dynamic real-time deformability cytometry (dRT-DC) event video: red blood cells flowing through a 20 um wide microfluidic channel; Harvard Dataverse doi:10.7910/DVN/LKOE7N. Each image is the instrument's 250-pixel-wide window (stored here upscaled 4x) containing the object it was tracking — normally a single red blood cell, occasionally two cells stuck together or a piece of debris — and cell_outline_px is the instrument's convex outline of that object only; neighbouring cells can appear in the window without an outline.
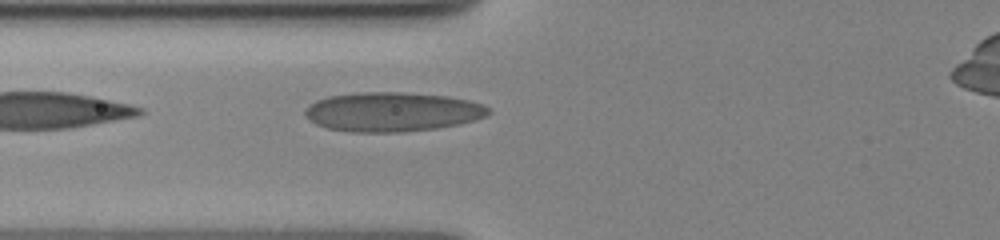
{"species": "human", "species_latin": "Homo sapiens", "temperature_condition": "cold", "stored_images_in_passage": 24, "camera_frame_rate_fps": 3000, "um_per_image_px": 0.085, "donor": {"sex": "female"}, "frame": {"image": 1, "passage_image": 2, "time_ms": 0.667, "image_size_px": [1000, 240], "cell_outline_px": [[492, 112], [488, 116], [476, 120], [460, 124], [436, 128], [400, 132], [352, 132], [328, 128], [316, 124], [304, 112], [316, 100], [332, 96], [356, 92], [400, 92], [448, 96], [468, 100], [484, 104]], "centroid_in_image_um": [33.42, 9.51], "position_along_channel_um": 92.4, "area_um2": 41.91}}
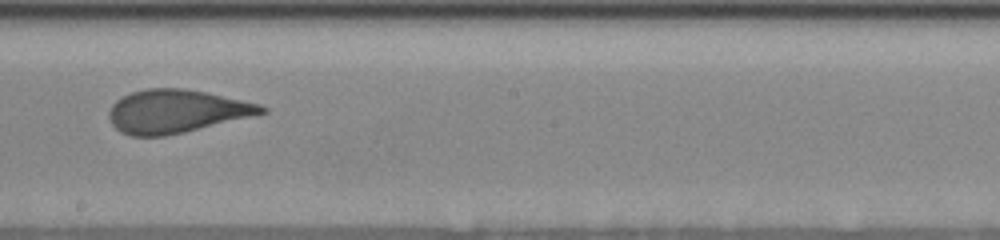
{"frame": {"image": 2, "passage_image": 10, "time_ms": 4.667, "image_size_px": [1000, 240], "cell_outline_px": [[268, 112], [184, 132], [164, 136], [132, 136], [120, 132], [112, 124], [108, 116], [108, 112], [112, 104], [116, 100], [132, 92], [148, 88], [184, 88], [208, 92], [260, 104], [268, 108]], "centroid_in_image_um": [14.98, 9.45], "position_along_channel_um": 233.2, "area_um2": 38.32}}
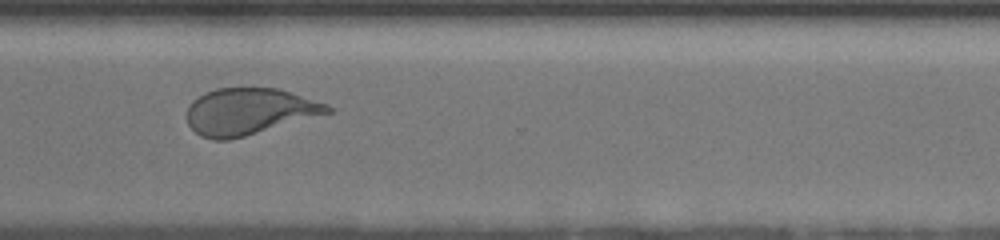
{"frame": {"image": 3, "passage_image": 16, "time_ms": 8.0, "image_size_px": [1000, 240], "cell_outline_px": [[332, 112], [244, 136], [228, 140], [212, 140], [200, 136], [188, 124], [188, 104], [192, 100], [204, 92], [216, 88], [280, 88], [328, 104], [332, 108]], "centroid_in_image_um": [21.15, 9.46], "position_along_channel_um": 349.4, "area_um2": 38.09}}